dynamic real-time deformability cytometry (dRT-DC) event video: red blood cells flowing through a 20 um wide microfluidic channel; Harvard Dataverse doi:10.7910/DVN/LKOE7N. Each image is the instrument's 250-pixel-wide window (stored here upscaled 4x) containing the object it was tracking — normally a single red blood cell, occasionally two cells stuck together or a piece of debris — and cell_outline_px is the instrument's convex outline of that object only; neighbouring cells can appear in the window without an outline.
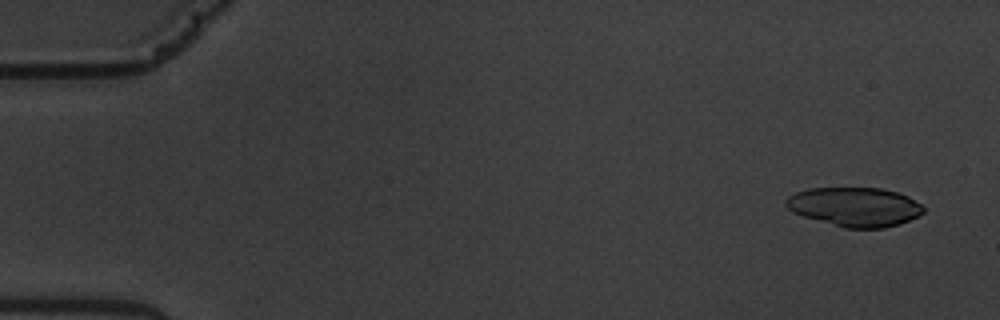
{"species": "common noctule bat (a hibernating species)", "species_latin": "Nyctalus noctula", "temperature_condition": "warm", "stored_images_in_passage": 5, "camera_frame_rate_fps": 3000, "um_per_image_px": 0.085, "animal": {"sex": "male", "body_mass_g": 19.5, "forearm_length_mm": 54.6}, "frame": {"image": 1, "passage_image": 1, "time_ms": 0.0, "image_size_px": [1000, 320], "cell_outline_px": [[924, 212], [900, 224], [884, 228], [844, 228], [804, 216], [792, 212], [784, 204], [784, 200], [788, 196], [796, 192], [808, 188], [880, 188], [896, 192], [908, 196], [920, 204], [924, 208]], "centroid_in_image_um": [72.62, 17.58], "position_along_channel_um": 12.4, "area_um2": 31.27}}